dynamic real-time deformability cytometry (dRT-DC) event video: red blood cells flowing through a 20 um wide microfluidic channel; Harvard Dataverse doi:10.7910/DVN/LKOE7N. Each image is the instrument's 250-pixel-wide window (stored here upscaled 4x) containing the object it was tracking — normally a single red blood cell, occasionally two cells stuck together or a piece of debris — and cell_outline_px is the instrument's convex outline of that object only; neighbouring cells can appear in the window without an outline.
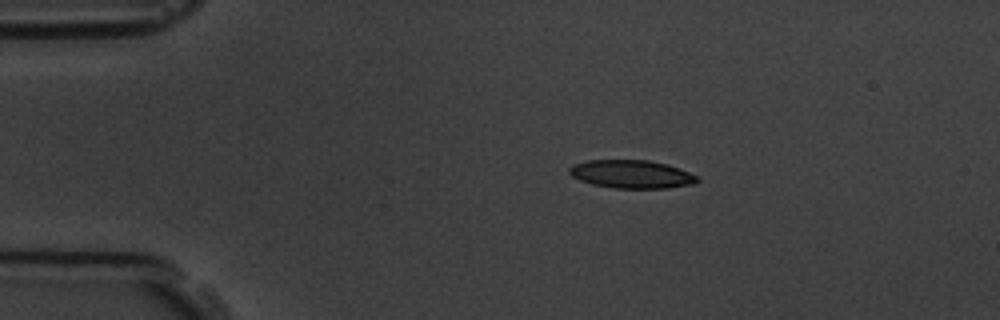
{"species": "common noctule bat (a hibernating species)", "species_latin": "Nyctalus noctula", "temperature_condition": "room temperature", "stored_images_in_passage": 5, "camera_frame_rate_fps": 3000, "um_per_image_px": 0.085, "animal": {"sex": "male", "body_mass_g": 19.5, "forearm_length_mm": 54.6}, "frame": {"image": 1, "passage_image": 3, "time_ms": 2.333, "image_size_px": [1000, 320], "cell_outline_px": [[700, 180], [696, 184], [668, 188], [612, 188], [592, 184], [580, 180], [572, 176], [568, 172], [568, 168], [572, 164], [588, 160], [648, 160], [668, 164], [680, 168], [696, 176]], "centroid_in_image_um": [53.68, 14.8], "position_along_channel_um": 31.3, "area_um2": 21.21}}
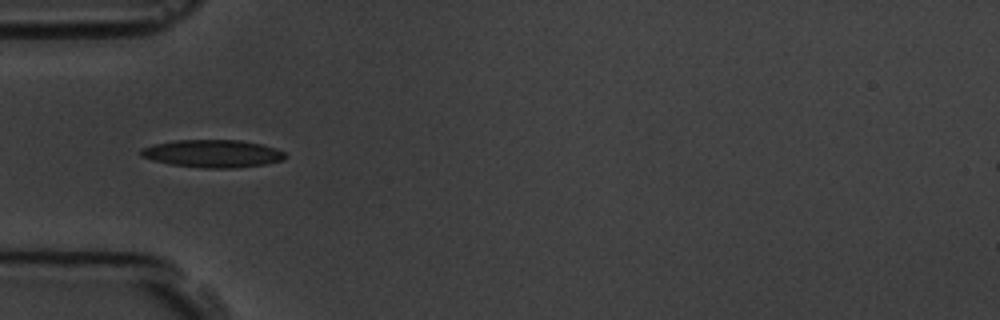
{"frame": {"image": 2, "passage_image": 5, "time_ms": 4.667, "image_size_px": [1000, 320], "cell_outline_px": [[288, 156], [284, 160], [264, 164], [232, 168], [204, 168], [168, 164], [152, 160], [140, 156], [140, 148], [152, 144], [176, 140], [240, 140], [260, 144], [276, 148], [284, 152]], "centroid_in_image_um": [18.05, 13.05], "position_along_channel_um": 67.0, "area_um2": 23.41}}